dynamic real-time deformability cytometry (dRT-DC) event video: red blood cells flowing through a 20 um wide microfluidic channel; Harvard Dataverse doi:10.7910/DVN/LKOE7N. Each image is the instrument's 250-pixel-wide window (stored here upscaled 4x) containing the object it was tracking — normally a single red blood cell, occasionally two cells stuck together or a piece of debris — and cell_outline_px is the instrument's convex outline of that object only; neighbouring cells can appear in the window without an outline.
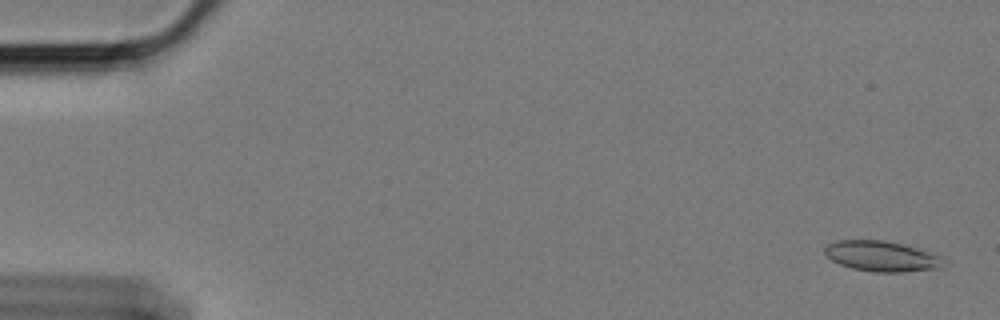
{"species": "Egyptian fruit bat (a non-hibernating species)", "species_latin": "Rousettus aegyptiacus", "temperature_condition": "cold", "stored_images_in_passage": 59, "camera_frame_rate_fps": 3000, "um_per_image_px": 0.085, "animal": {"sex": "female"}, "frame": {"image": 1, "passage_image": 2, "time_ms": 0.333, "image_size_px": [1000, 320], "cell_outline_px": [[948, 264], [940, 268], [904, 272], [876, 272], [852, 268], [840, 264], [832, 260], [824, 252], [824, 248], [828, 244], [836, 240], [884, 240], [916, 248], [940, 256]], "centroid_in_image_um": [74.96, 21.78], "position_along_channel_um": 10.0, "area_um2": 20.98}}
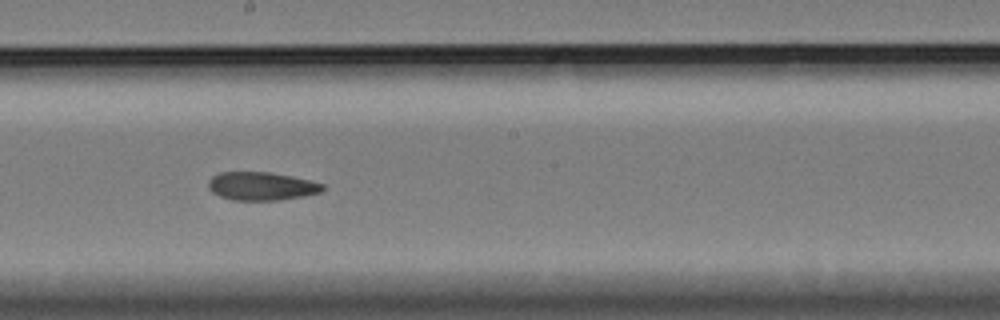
{"frame": {"image": 2, "passage_image": 33, "time_ms": 10.667, "image_size_px": [1000, 320], "cell_outline_px": [[324, 188], [320, 192], [304, 196], [280, 200], [232, 200], [220, 196], [212, 192], [208, 188], [208, 180], [212, 176], [220, 172], [268, 172], [292, 176], [324, 184]], "centroid_in_image_um": [22.2, 15.82], "position_along_channel_um": 226.0, "area_um2": 18.84}}
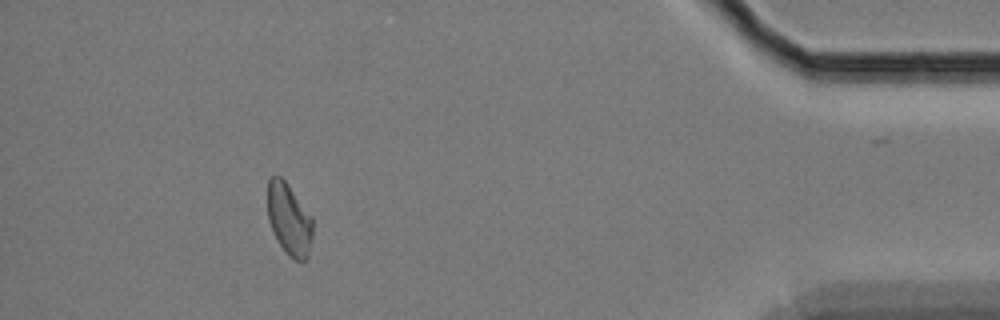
{"frame": {"image": 3, "passage_image": 54, "time_ms": 17.667, "image_size_px": [1000, 320], "cell_outline_px": [[312, 236], [308, 256], [304, 260], [292, 260], [288, 256], [272, 232], [268, 220], [268, 180], [272, 176], [280, 176], [288, 184], [312, 216]], "centroid_in_image_um": [24.57, 18.65], "position_along_channel_um": 410.6, "area_um2": 18.9}, "authors_computed_cell_mechanics": {"area_um2": 19.5942, "velocity_mm_per_s": 3.3804, "shape_relaxation_time_tau1_ms": null, "shape_relaxation_time_tau2_ms": 4.8897, "deformation_change_tau1": null, "deformation_change_tau2": 0.1026}}